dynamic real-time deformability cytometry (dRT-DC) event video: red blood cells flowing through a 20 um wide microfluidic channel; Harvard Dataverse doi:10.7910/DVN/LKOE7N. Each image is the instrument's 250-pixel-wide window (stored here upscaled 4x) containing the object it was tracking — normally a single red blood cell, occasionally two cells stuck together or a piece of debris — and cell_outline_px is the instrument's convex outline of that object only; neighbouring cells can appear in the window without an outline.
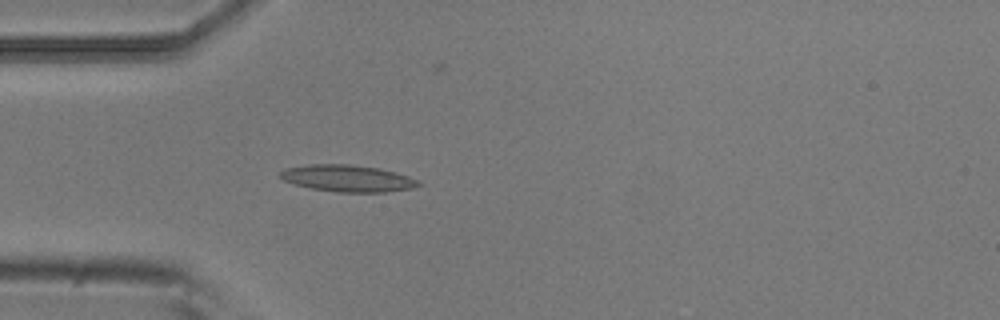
{"species": "common noctule bat (a hibernating species)", "species_latin": "Nyctalus noctula", "temperature_condition": "room temperature", "stored_images_in_passage": 2, "camera_frame_rate_fps": 3000, "um_per_image_px": 0.085, "animal": {"sex": "male", "body_mass_g": 20.5, "forearm_length_mm": 52.5}, "frame": {"image": 1, "passage_image": 2, "time_ms": 0.333, "image_size_px": [1000, 320], "cell_outline_px": [[424, 184], [412, 188], [384, 192], [336, 192], [312, 188], [292, 184], [284, 180], [280, 176], [280, 172], [284, 168], [308, 164], [352, 164], [380, 168], [408, 176]], "centroid_in_image_um": [29.53, 15.15], "position_along_channel_um": 55.5, "area_um2": 21.62}}